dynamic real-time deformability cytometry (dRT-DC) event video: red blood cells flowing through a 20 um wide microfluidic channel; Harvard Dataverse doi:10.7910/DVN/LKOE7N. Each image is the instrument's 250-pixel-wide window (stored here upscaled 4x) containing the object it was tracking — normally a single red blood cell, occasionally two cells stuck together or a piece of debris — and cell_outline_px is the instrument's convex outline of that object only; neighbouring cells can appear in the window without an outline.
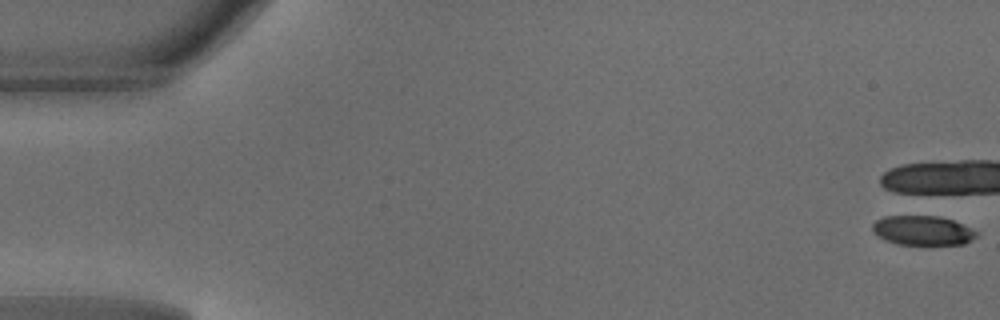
{"species": "common noctule bat (a hibernating species)", "species_latin": "Nyctalus noctula", "temperature_condition": "warm", "stored_images_in_passage": 2, "camera_frame_rate_fps": 3000, "um_per_image_px": 0.085, "animal": {"sex": "male", "body_mass_g": 18.8}, "frame": {"image": 1, "passage_image": 1, "time_ms": 0.0, "image_size_px": [1000, 320], "cell_outline_px": [[980, 236], [964, 244], [896, 244], [884, 240], [872, 228], [872, 224], [876, 220], [884, 216], [940, 216], [952, 220], [980, 232]], "centroid_in_image_um": [78.48, 19.59], "position_along_channel_um": 6.5, "area_um2": 17.86}}